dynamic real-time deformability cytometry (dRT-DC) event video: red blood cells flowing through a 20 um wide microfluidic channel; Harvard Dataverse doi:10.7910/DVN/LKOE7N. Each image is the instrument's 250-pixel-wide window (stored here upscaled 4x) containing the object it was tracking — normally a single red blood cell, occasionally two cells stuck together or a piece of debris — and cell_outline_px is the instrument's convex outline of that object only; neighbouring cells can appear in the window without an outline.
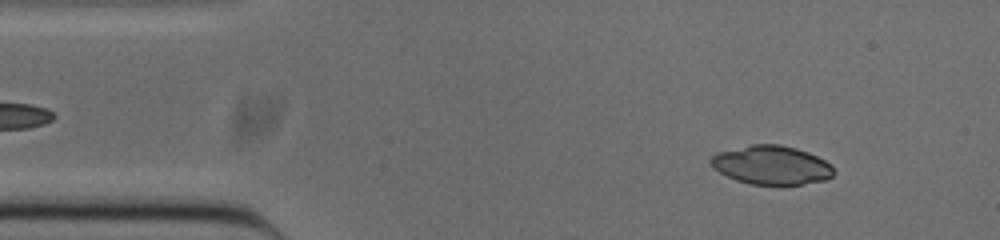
{"species": "common noctule bat (a hibernating species)", "species_latin": "Nyctalus noctula", "temperature_condition": "cold", "stored_images_in_passage": 51, "camera_frame_rate_fps": 3000, "um_per_image_px": 0.085, "animal": {"sex": "male", "body_mass_g": 20.0, "forearm_length_mm": 53.3}, "frame": {"image": 1, "passage_image": 5, "time_ms": 1.333, "image_size_px": [1000, 240], "cell_outline_px": [[836, 172], [832, 176], [824, 180], [800, 184], [752, 184], [736, 180], [712, 168], [708, 160], [716, 152], [752, 144], [780, 144], [796, 148], [808, 152], [832, 164]], "centroid_in_image_um": [65.56, 14.02], "position_along_channel_um": 19.4, "area_um2": 27.86}}
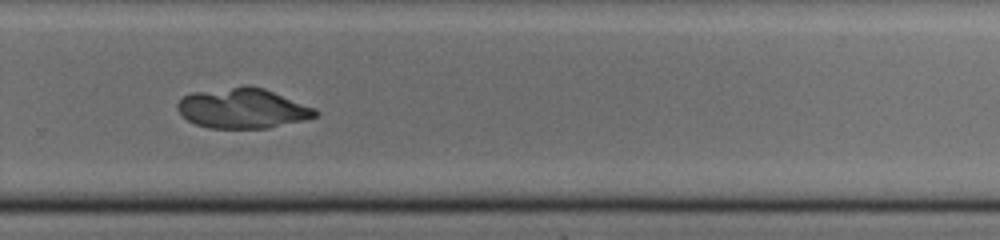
{"frame": {"image": 2, "passage_image": 33, "time_ms": 10.667, "image_size_px": [1000, 240], "cell_outline_px": [[320, 112], [316, 116], [268, 128], [208, 128], [196, 124], [188, 120], [176, 108], [176, 104], [184, 96], [192, 92], [244, 84], [248, 84], [264, 88], [316, 108]], "centroid_in_image_um": [20.61, 9.18], "position_along_channel_um": 309.2, "area_um2": 32.31}}
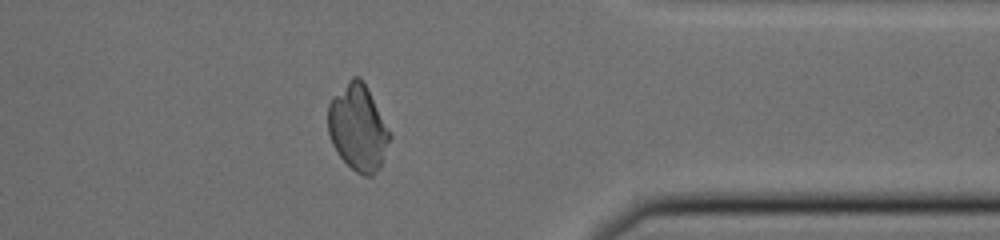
{"frame": {"image": 3, "passage_image": 40, "time_ms": 13.0, "image_size_px": [1000, 240], "cell_outline_px": [[392, 136], [380, 168], [372, 176], [364, 176], [356, 172], [336, 152], [332, 144], [328, 132], [328, 104], [348, 80], [352, 76], [360, 76], [368, 88]], "centroid_in_image_um": [30.44, 10.86], "position_along_channel_um": 381.0, "area_um2": 30.92}}